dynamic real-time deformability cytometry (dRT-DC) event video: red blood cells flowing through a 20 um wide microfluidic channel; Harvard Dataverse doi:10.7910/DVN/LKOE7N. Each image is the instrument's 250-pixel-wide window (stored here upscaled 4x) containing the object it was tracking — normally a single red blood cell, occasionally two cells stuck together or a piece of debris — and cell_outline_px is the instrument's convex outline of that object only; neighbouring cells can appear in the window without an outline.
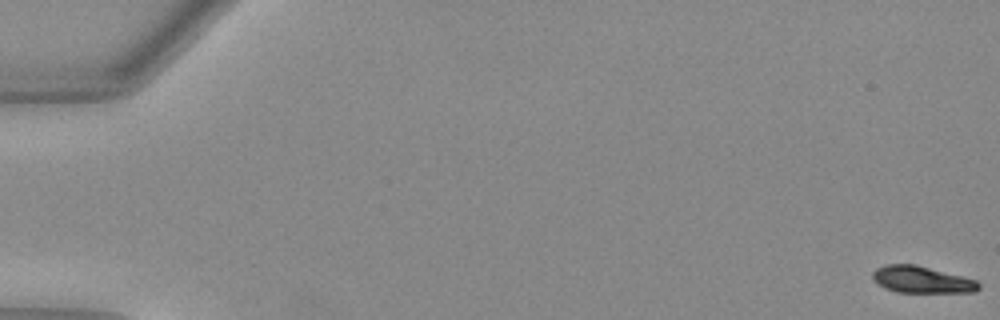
{"species": "Egyptian fruit bat (a non-hibernating species)", "species_latin": "Rousettus aegyptiacus", "temperature_condition": "warm", "stored_images_in_passage": 53, "camera_frame_rate_fps": 3000, "um_per_image_px": 0.085, "animal": {"sex": "female"}, "frame": {"image": 1, "passage_image": 1, "time_ms": 0.0, "image_size_px": [1000, 320], "cell_outline_px": [[980, 288], [976, 292], [896, 292], [884, 288], [876, 284], [872, 280], [872, 272], [876, 268], [888, 264], [916, 264], [976, 280], [980, 284]], "centroid_in_image_um": [78.3, 23.77], "position_along_channel_um": 6.7, "area_um2": 16.65}}
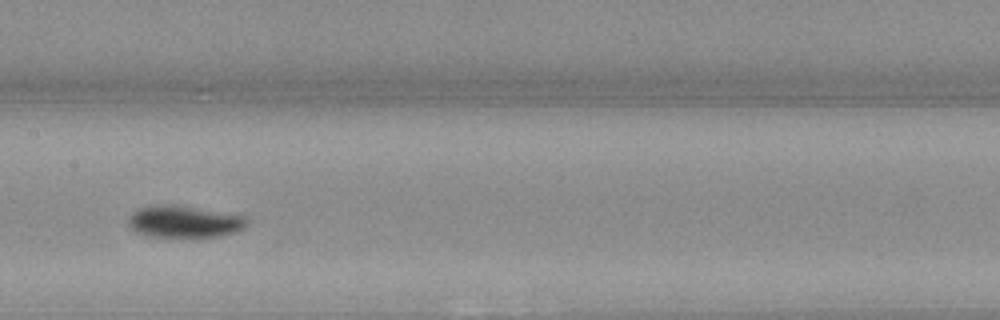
{"frame": {"image": 2, "passage_image": 28, "time_ms": 9.0, "image_size_px": [1000, 320], "cell_outline_px": [[248, 224], [244, 228], [236, 232], [220, 236], [192, 240], [184, 240], [148, 236], [136, 232], [128, 224], [128, 216], [132, 212], [140, 208], [156, 204], [172, 204], [244, 216], [248, 220]], "centroid_in_image_um": [15.64, 18.9], "position_along_channel_um": 191.8, "area_um2": 23.0}}
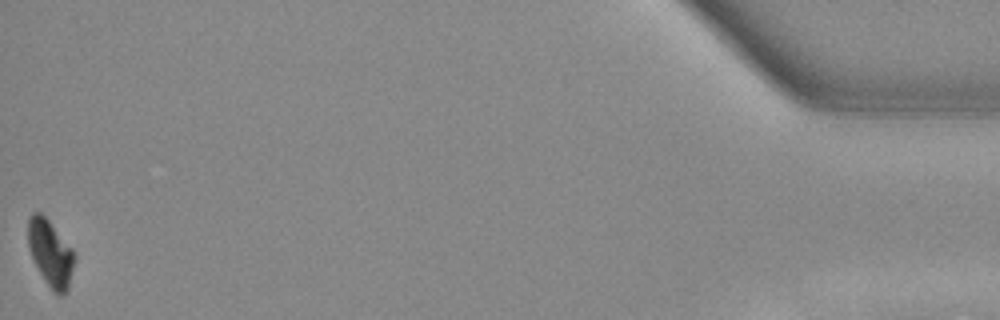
{"frame": {"image": 3, "passage_image": 53, "time_ms": 17.333, "image_size_px": [1000, 320], "cell_outline_px": [[76, 260], [68, 288], [64, 296], [56, 296], [52, 292], [44, 280], [28, 248], [28, 220], [32, 212], [40, 212], [48, 220], [72, 248], [76, 256]], "centroid_in_image_um": [4.31, 21.57], "position_along_channel_um": 430.9, "area_um2": 18.09}, "authors_computed_cell_mechanics": {"area_um2": 19.652, "velocity_mm_per_s": 3.9894, "shape_relaxation_time_tau1_ms": 2.7787, "shape_relaxation_time_tau2_ms": null, "deformation_change_tau1": 0.1325, "deformation_change_tau2": null}}